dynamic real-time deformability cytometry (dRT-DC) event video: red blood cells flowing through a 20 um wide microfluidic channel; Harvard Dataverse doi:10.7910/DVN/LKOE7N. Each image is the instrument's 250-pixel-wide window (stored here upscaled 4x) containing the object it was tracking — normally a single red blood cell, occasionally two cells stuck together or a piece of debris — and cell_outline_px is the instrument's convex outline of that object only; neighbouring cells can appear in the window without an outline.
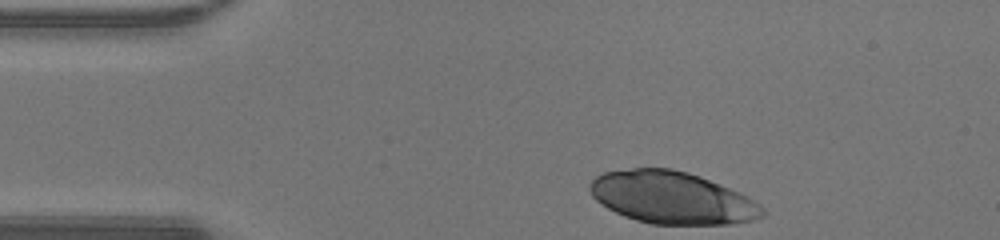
{"species": "human", "species_latin": "Homo sapiens", "temperature_condition": "warm", "stored_images_in_passage": 31, "camera_frame_rate_fps": 3000, "um_per_image_px": 0.085, "donor": {"sex": "male"}, "frame": {"image": 1, "passage_image": 1, "time_ms": 0.0, "image_size_px": [1000, 240], "cell_outline_px": [[768, 212], [764, 216], [752, 220], [728, 224], [652, 224], [636, 220], [624, 216], [608, 208], [596, 200], [592, 196], [588, 188], [588, 184], [596, 176], [604, 172], [632, 168], [672, 168], [688, 172], [700, 176], [740, 192], [748, 196], [760, 204]], "centroid_in_image_um": [57.13, 16.8], "position_along_channel_um": 27.9, "area_um2": 52.71}}
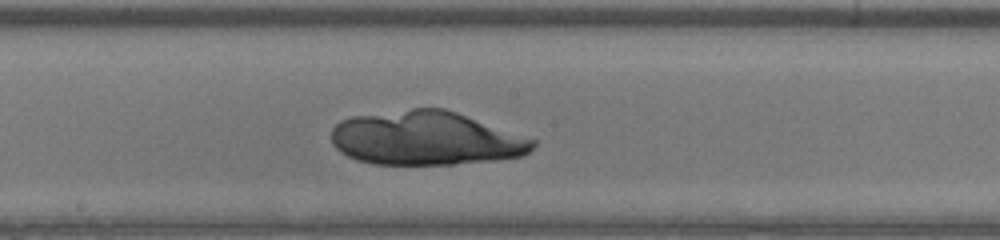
{"frame": {"image": 2, "passage_image": 18, "time_ms": 5.667, "image_size_px": [1000, 240], "cell_outline_px": [[536, 144], [524, 156], [496, 160], [452, 164], [372, 164], [356, 160], [340, 152], [332, 144], [332, 128], [340, 120], [352, 116], [412, 108], [444, 108], [456, 112], [536, 140]], "centroid_in_image_um": [36.17, 11.76], "position_along_channel_um": 212.0, "area_um2": 63.29}}
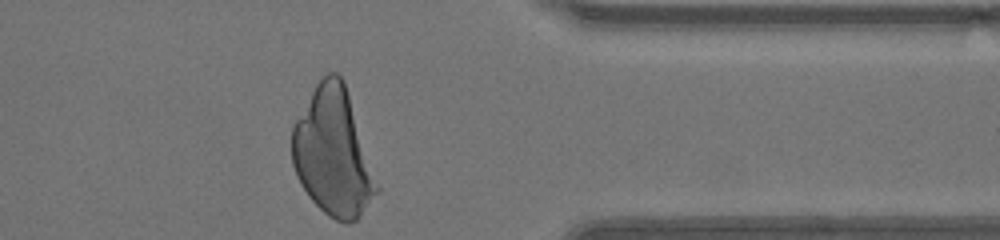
{"frame": {"image": 3, "passage_image": 31, "time_ms": 10.0, "image_size_px": [1000, 240], "cell_outline_px": [[380, 192], [360, 216], [356, 220], [348, 224], [344, 224], [328, 216], [308, 196], [300, 184], [296, 176], [292, 164], [292, 124], [316, 84], [328, 72], [336, 72], [344, 80], [380, 188]], "centroid_in_image_um": [28.31, 12.98], "position_along_channel_um": 383.1, "area_um2": 63.18}}